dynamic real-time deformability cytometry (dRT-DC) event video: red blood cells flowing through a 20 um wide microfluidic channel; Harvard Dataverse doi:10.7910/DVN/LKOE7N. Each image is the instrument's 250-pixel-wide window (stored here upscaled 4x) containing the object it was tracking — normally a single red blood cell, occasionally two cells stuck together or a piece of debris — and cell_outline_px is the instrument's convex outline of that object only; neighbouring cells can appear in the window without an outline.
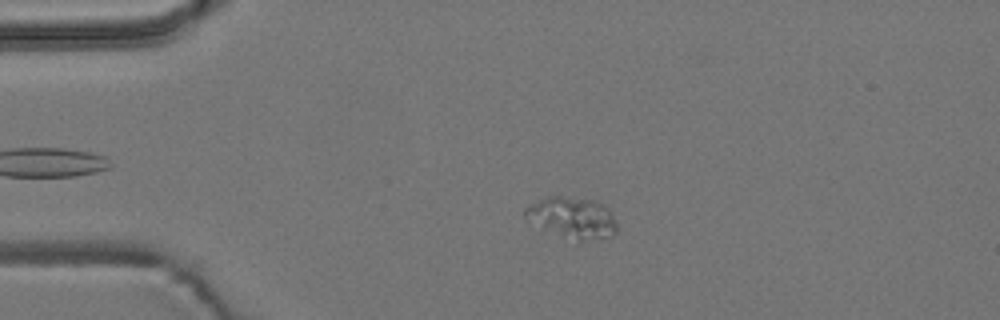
{"species": "common noctule bat (a hibernating species)", "species_latin": "Nyctalus noctula", "temperature_condition": "room temperature", "stored_images_in_passage": 44, "camera_frame_rate_fps": 3000, "um_per_image_px": 0.085, "animal": {"sex": "male", "body_mass_g": 19.2, "forearm_length_mm": 51.8}, "frame": {"image": 1, "passage_image": 12, "time_ms": 3.667, "image_size_px": [1000, 320], "cell_outline_px": [[616, 232], [612, 236], [584, 240], [580, 240], [524, 216], [524, 208], [528, 204], [548, 196], [560, 196], [592, 200], [608, 208], [616, 224]], "centroid_in_image_um": [48.71, 18.43], "position_along_channel_um": 36.3, "area_um2": 20.4}}
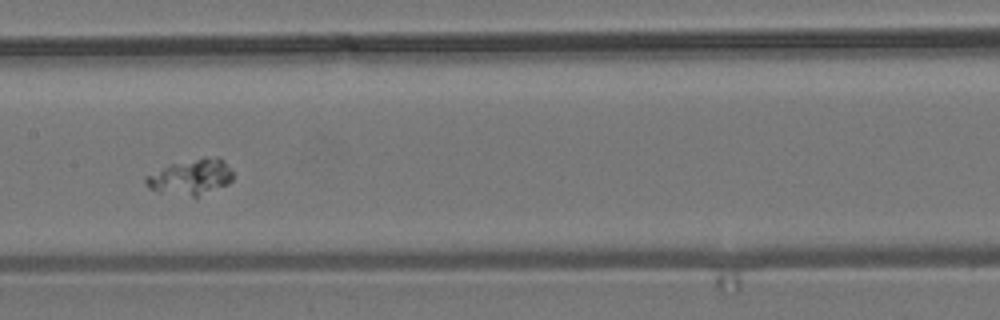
{"frame": {"image": 2, "passage_image": 28, "time_ms": 9.0, "image_size_px": [1000, 320], "cell_outline_px": [[232, 180], [228, 184], [196, 200], [160, 192], [148, 188], [144, 180], [148, 176], [172, 164], [204, 156], [220, 156], [224, 160], [232, 172]], "centroid_in_image_um": [16.29, 15.09], "position_along_channel_um": 191.1, "area_um2": 18.61}}
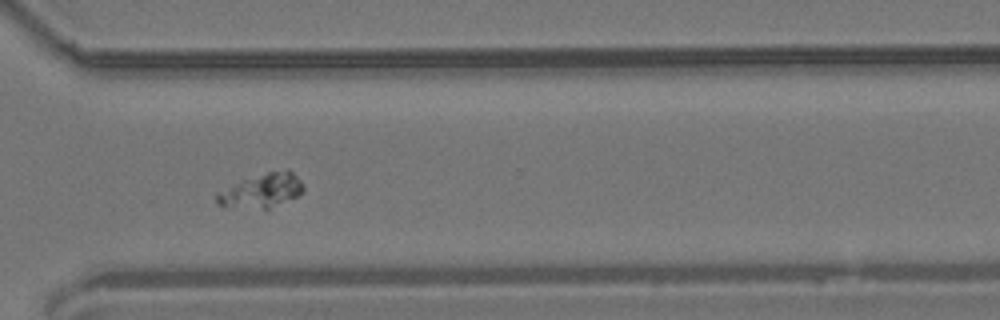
{"frame": {"image": 3, "passage_image": 41, "time_ms": 13.333, "image_size_px": [1000, 320], "cell_outline_px": [[304, 192], [268, 212], [224, 208], [216, 204], [216, 196], [220, 192], [240, 180], [268, 172], [288, 168], [304, 184]], "centroid_in_image_um": [22.24, 16.29], "position_along_channel_um": 348.4, "area_um2": 18.21}}